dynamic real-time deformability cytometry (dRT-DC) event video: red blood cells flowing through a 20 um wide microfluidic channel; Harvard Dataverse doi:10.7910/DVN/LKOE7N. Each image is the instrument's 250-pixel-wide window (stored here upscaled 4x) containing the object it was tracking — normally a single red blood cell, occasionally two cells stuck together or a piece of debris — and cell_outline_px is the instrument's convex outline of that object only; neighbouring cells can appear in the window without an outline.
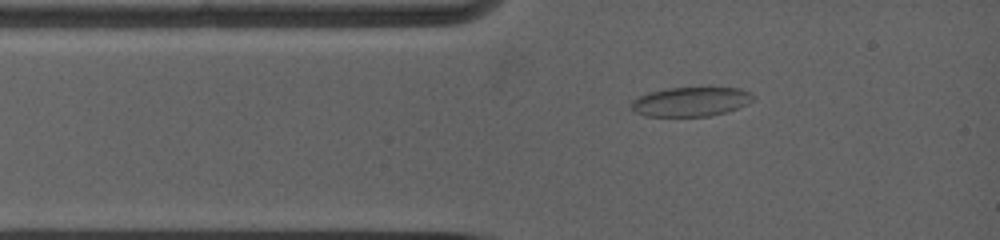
{"species": "common noctule bat (a hibernating species)", "species_latin": "Nyctalus noctula", "temperature_condition": "warm", "stored_images_in_passage": 38, "camera_frame_rate_fps": 5000, "um_per_image_px": 0.085, "animal": {"sex": "female", "body_mass_g": 19.0, "forearm_length_mm": 53.3}, "frame": {"image": 1, "passage_image": 1, "time_ms": 0.0, "image_size_px": [1000, 240], "cell_outline_px": [[752, 100], [736, 108], [724, 112], [708, 116], [648, 116], [636, 112], [632, 108], [632, 100], [648, 92], [664, 88], [708, 84], [740, 88], [748, 92], [752, 96]], "centroid_in_image_um": [58.72, 8.57], "position_along_channel_um": 26.3, "area_um2": 21.44}}
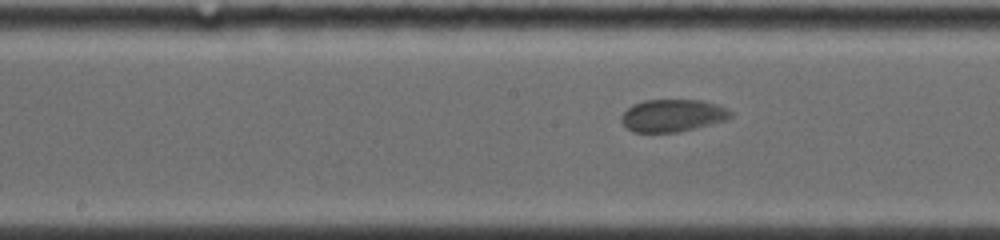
{"frame": {"image": 2, "passage_image": 16, "time_ms": 4.6, "image_size_px": [1000, 240], "cell_outline_px": [[732, 112], [728, 116], [720, 120], [692, 128], [672, 132], [636, 132], [628, 128], [624, 124], [624, 112], [632, 104], [644, 100], [700, 100], [716, 104]], "centroid_in_image_um": [57.1, 9.79], "position_along_channel_um": 191.1, "area_um2": 19.65}}
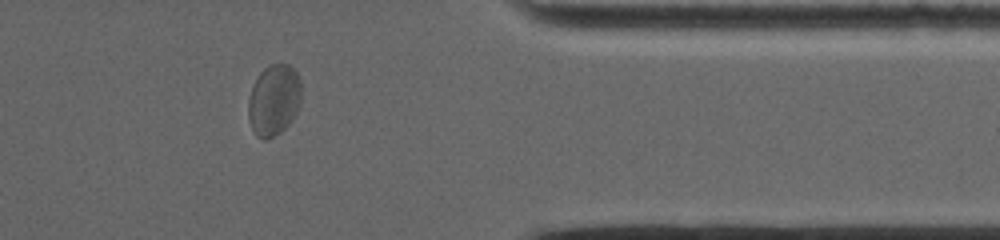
{"frame": {"image": 3, "passage_image": 31, "time_ms": 10.2, "image_size_px": [1000, 240], "cell_outline_px": [[300, 104], [296, 112], [288, 124], [280, 132], [264, 140], [256, 136], [248, 120], [248, 100], [252, 88], [260, 72], [268, 64], [288, 64], [296, 72], [300, 80]], "centroid_in_image_um": [23.26, 8.5], "position_along_channel_um": 388.1, "area_um2": 21.79}, "authors_computed_cell_mechanics": {"area_um2": 20.23, "velocity_mm_per_s": 3.7986, "shape_relaxation_time_tau1_ms": 3.3162, "shape_relaxation_time_tau2_ms": null, "deformation_change_tau1": 0.0783, "deformation_change_tau2": null}}